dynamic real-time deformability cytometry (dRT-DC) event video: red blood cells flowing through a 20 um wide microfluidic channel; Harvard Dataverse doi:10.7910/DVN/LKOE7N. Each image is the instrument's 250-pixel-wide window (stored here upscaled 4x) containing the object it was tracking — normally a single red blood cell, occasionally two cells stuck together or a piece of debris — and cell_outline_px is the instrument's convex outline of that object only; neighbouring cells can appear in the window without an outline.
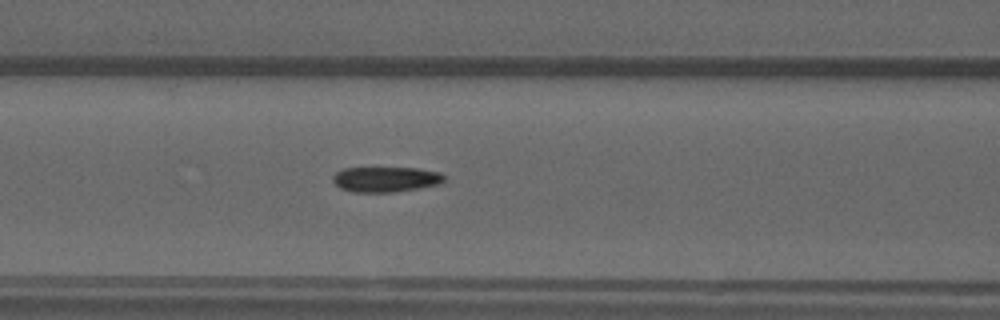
{"species": "common noctule bat (a hibernating species)", "species_latin": "Nyctalus noctula", "temperature_condition": "warm", "stored_images_in_passage": 26, "camera_frame_rate_fps": 3000, "um_per_image_px": 0.085, "animal": {"sex": "male", "forearm_length_mm": 52.5}, "frame": {"image": 1, "passage_image": 10, "time_ms": 3.0, "image_size_px": [1000, 320], "cell_outline_px": [[444, 180], [440, 184], [392, 192], [352, 192], [340, 188], [332, 180], [332, 176], [336, 172], [344, 168], [416, 168], [440, 172], [444, 176]], "centroid_in_image_um": [32.75, 15.24], "position_along_channel_um": 133.8, "area_um2": 16.3}}
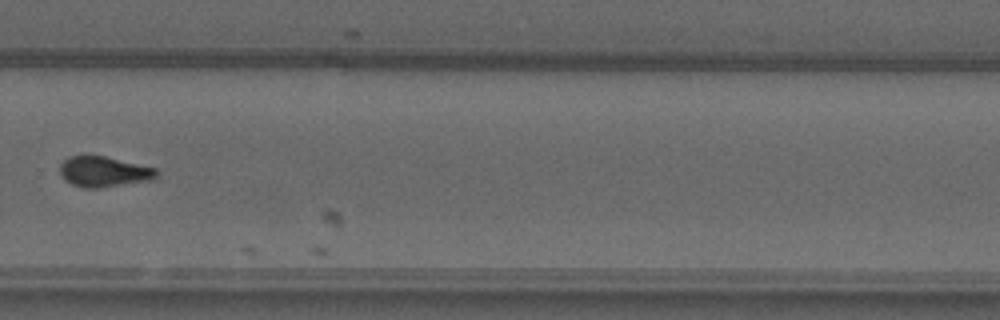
{"frame": {"image": 2, "passage_image": 25, "time_ms": 8.0, "image_size_px": [1000, 320], "cell_outline_px": [[160, 172], [152, 180], [96, 188], [84, 188], [72, 184], [64, 180], [60, 172], [60, 164], [68, 156], [88, 152], [156, 168]], "centroid_in_image_um": [8.78, 14.55], "position_along_channel_um": 321.0, "area_um2": 17.63}}